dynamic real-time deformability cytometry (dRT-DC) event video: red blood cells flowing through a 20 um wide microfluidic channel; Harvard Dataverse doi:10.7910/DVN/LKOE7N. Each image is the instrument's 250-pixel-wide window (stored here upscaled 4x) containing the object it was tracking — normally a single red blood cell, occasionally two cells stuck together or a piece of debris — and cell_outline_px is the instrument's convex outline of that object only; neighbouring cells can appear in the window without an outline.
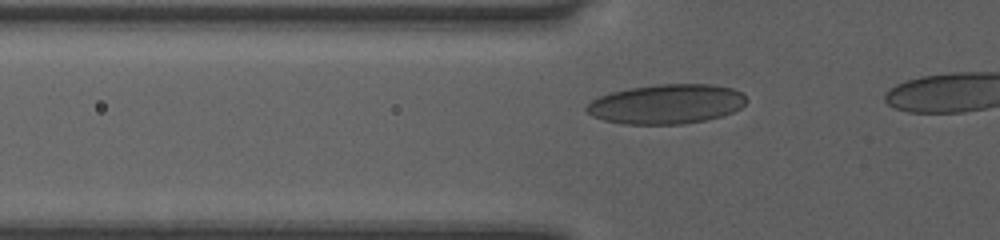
{"species": "human", "species_latin": "Homo sapiens", "temperature_condition": "room temperature", "stored_images_in_passage": 9, "camera_frame_rate_fps": 3000, "um_per_image_px": 0.085, "donor": {"sex": "female"}, "frame": {"image": 1, "passage_image": 6, "time_ms": 1.667, "image_size_px": [1000, 240], "cell_outline_px": [[748, 100], [740, 108], [732, 112], [720, 116], [704, 120], [684, 124], [624, 124], [604, 120], [592, 116], [584, 108], [592, 100], [600, 96], [612, 92], [628, 88], [656, 84], [712, 84], [732, 88], [740, 92]], "centroid_in_image_um": [56.64, 8.84], "position_along_channel_um": 69.2, "area_um2": 36.82}}